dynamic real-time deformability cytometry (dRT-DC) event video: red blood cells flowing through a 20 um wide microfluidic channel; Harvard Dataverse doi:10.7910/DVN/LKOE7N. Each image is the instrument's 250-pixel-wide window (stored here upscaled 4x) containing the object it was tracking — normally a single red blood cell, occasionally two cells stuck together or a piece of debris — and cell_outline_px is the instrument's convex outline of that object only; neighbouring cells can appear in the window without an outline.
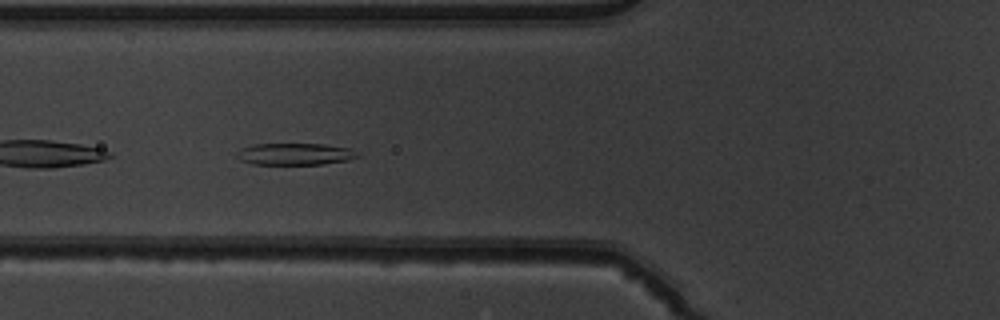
{"species": "common noctule bat (a hibernating species)", "species_latin": "Nyctalus noctula", "temperature_condition": "warm", "stored_images_in_passage": 45, "segment_of_instrument_passage": [1, 3], "camera_frame_rate_fps": 3000, "um_per_image_px": 0.085, "animal": {"sex": "male", "body_mass_g": 19.5, "forearm_length_mm": 54.6}, "frame": {"image": 1, "passage_image": 20, "time_ms": 6.333, "image_size_px": [1000, 320], "cell_outline_px": [[360, 156], [348, 160], [320, 164], [252, 164], [240, 160], [236, 156], [236, 152], [240, 148], [256, 144], [324, 144], [352, 148]], "centroid_in_image_um": [25.06, 13.09], "position_along_channel_um": 100.7, "area_um2": 15.37}}
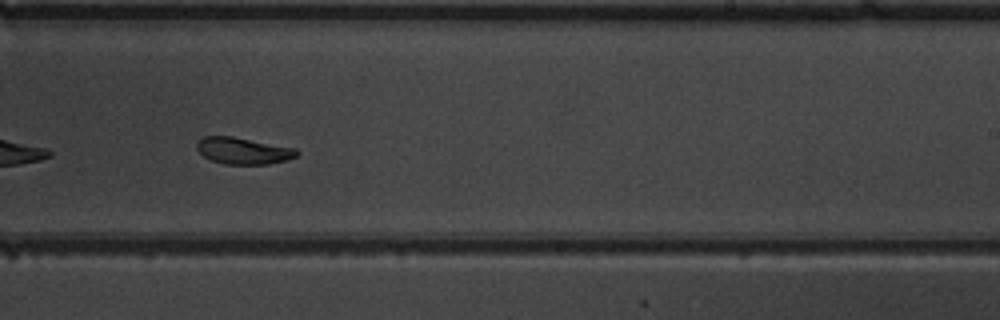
{"frame": {"image": 2, "passage_image": 33, "time_ms": 10.667, "image_size_px": [1000, 320], "cell_outline_px": [[300, 152], [296, 156], [288, 160], [268, 164], [224, 164], [212, 160], [204, 156], [196, 148], [196, 140], [204, 136], [232, 136], [296, 148]], "centroid_in_image_um": [20.67, 12.81], "position_along_channel_um": 268.3, "area_um2": 15.61}}
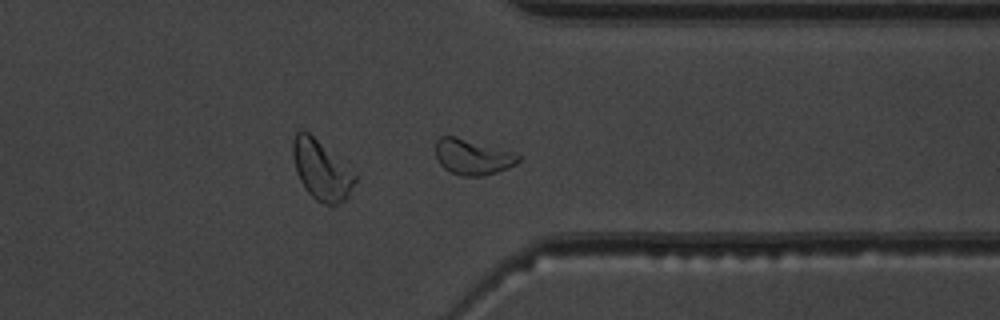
{"frame": {"image": 3, "passage_image": 41, "time_ms": 13.333, "image_size_px": [1000, 320], "cell_outline_px": [[520, 160], [516, 164], [508, 168], [484, 176], [464, 176], [452, 172], [444, 168], [436, 160], [436, 140], [440, 136], [456, 136], [516, 152], [520, 156]], "centroid_in_image_um": [40.18, 13.32], "position_along_channel_um": 371.2, "area_um2": 17.34}}